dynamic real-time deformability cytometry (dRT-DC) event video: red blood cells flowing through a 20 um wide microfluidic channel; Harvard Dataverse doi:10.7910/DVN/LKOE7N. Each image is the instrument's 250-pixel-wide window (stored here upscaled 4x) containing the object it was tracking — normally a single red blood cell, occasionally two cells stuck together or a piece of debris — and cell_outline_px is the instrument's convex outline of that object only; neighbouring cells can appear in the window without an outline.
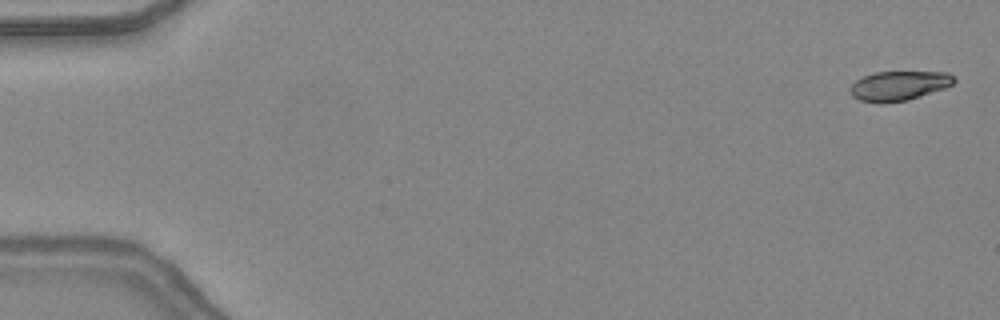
{"species": "common noctule bat (a hibernating species)", "species_latin": "Nyctalus noctula", "temperature_condition": "warm", "stored_images_in_passage": 48, "camera_frame_rate_fps": 3000, "um_per_image_px": 0.085, "animal": {"sex": "female", "body_mass_g": 24.6, "forearm_length_mm": 56.2}, "frame": {"image": 1, "passage_image": 2, "time_ms": 0.333, "image_size_px": [1000, 320], "cell_outline_px": [[956, 80], [952, 84], [944, 88], [908, 100], [860, 100], [852, 96], [848, 88], [856, 80], [864, 76], [876, 72], [948, 72]], "centroid_in_image_um": [76.42, 7.24], "position_along_channel_um": 8.6, "area_um2": 17.17}}
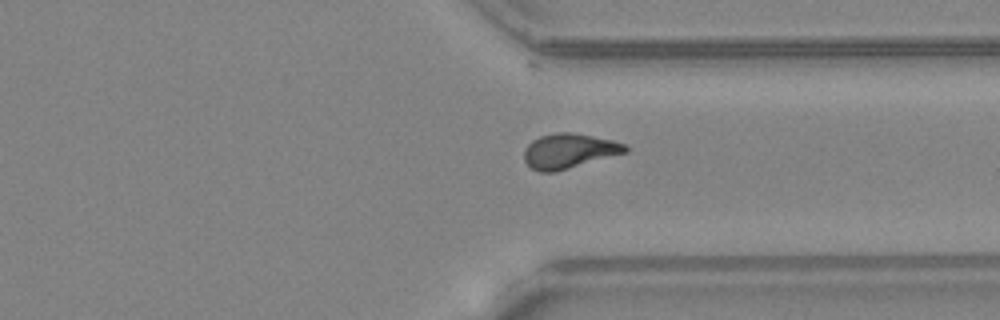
{"frame": {"image": 2, "passage_image": 37, "time_ms": 12.0, "image_size_px": [1000, 320], "cell_outline_px": [[628, 152], [556, 172], [540, 172], [532, 168], [524, 160], [524, 148], [532, 140], [540, 136], [556, 132], [572, 132], [612, 140], [628, 144]], "centroid_in_image_um": [48.38, 12.83], "position_along_channel_um": 363.0, "area_um2": 20.69}}
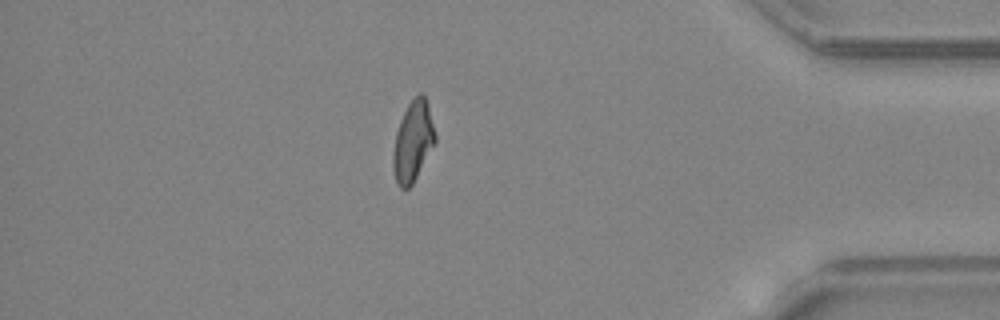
{"frame": {"image": 3, "passage_image": 42, "time_ms": 13.667, "image_size_px": [1000, 320], "cell_outline_px": [[436, 140], [412, 184], [408, 188], [400, 188], [396, 184], [392, 168], [392, 156], [396, 132], [400, 120], [408, 104], [420, 92], [424, 96], [428, 104], [436, 136]], "centroid_in_image_um": [35.07, 12.03], "position_along_channel_um": 400.1, "area_um2": 19.48}, "authors_computed_cell_mechanics": {"area_um2": 19.6231, "velocity_mm_per_s": 4.3932, "shape_relaxation_time_tau1_ms": null, "shape_relaxation_time_tau2_ms": 1.5699, "deformation_change_tau1": null, "deformation_change_tau2": 0.0845}}